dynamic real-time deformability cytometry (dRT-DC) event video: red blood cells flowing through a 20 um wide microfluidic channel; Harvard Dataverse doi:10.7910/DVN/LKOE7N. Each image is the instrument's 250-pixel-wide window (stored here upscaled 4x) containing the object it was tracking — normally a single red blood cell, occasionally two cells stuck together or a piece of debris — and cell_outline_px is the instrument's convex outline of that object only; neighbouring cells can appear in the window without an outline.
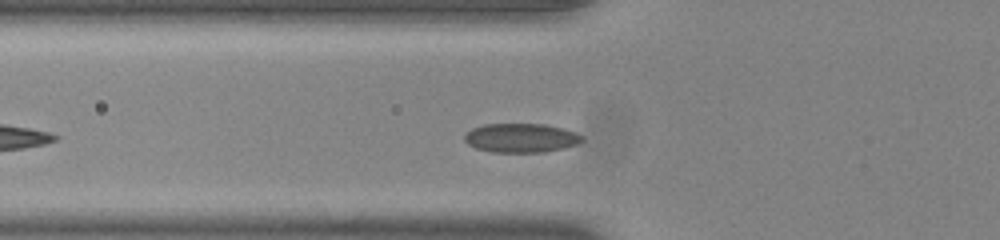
{"species": "common noctule bat (a hibernating species)", "species_latin": "Nyctalus noctula", "temperature_condition": "room temperature", "stored_images_in_passage": 28, "camera_frame_rate_fps": 3000, "um_per_image_px": 0.085, "animal": {"sex": "male", "body_mass_g": 20.0, "forearm_length_mm": 53.3}, "frame": {"image": 1, "passage_image": 3, "time_ms": 0.667, "image_size_px": [1000, 240], "cell_outline_px": [[584, 140], [580, 144], [564, 148], [544, 152], [492, 152], [476, 148], [468, 144], [464, 140], [464, 136], [472, 128], [484, 124], [544, 124], [564, 128], [576, 132]], "centroid_in_image_um": [44.31, 11.72], "position_along_channel_um": 81.5, "area_um2": 20.0}}
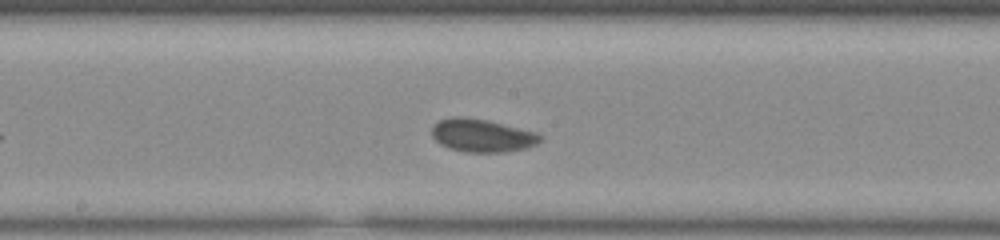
{"frame": {"image": 2, "passage_image": 13, "time_ms": 4.0, "image_size_px": [1000, 240], "cell_outline_px": [[544, 136], [536, 144], [524, 148], [504, 152], [464, 152], [448, 148], [440, 144], [432, 136], [432, 128], [440, 120], [452, 116], [464, 116], [488, 120], [536, 132]], "centroid_in_image_um": [40.96, 11.51], "position_along_channel_um": 207.2, "area_um2": 20.87}}
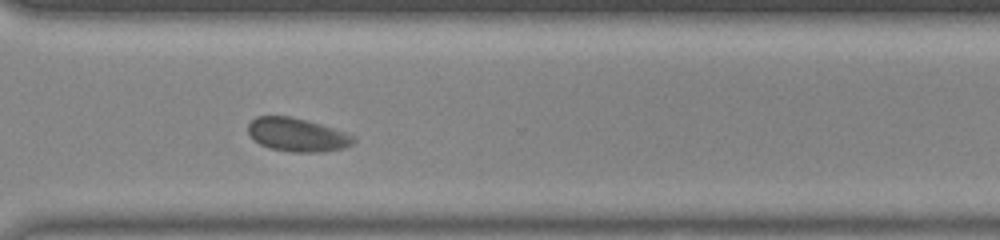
{"frame": {"image": 3, "passage_image": 24, "time_ms": 7.667, "image_size_px": [1000, 240], "cell_outline_px": [[356, 140], [352, 144], [344, 148], [324, 152], [292, 152], [272, 148], [260, 144], [248, 132], [248, 124], [256, 116], [288, 116], [320, 124], [356, 136]], "centroid_in_image_um": [25.29, 11.46], "position_along_channel_um": 345.3, "area_um2": 20.35}, "authors_computed_cell_mechanics": {"area_um2": 20.0277, "velocity_mm_per_s": 3.7609, "shape_relaxation_time_tau1_ms": 4.1707, "shape_relaxation_time_tau2_ms": 0.3582, "deformation_change_tau1": 0.0936, "deformation_change_tau2": 0.0401}}